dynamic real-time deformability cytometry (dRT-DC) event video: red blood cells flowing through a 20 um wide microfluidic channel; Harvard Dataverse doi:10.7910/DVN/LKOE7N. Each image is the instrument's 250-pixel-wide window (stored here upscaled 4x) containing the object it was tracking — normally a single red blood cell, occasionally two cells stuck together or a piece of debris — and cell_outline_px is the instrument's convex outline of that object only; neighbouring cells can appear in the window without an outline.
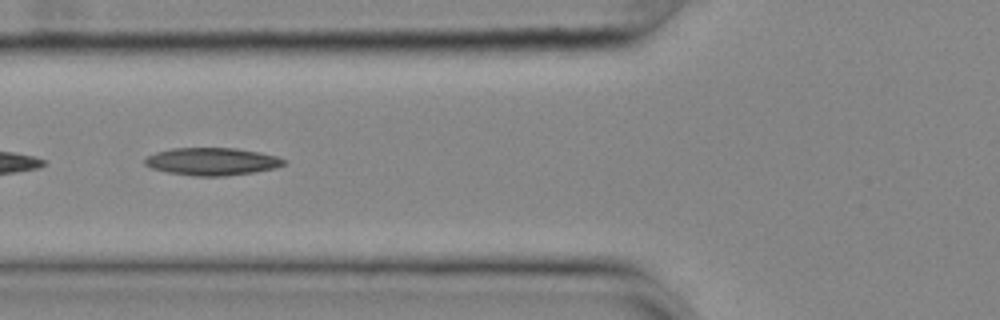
{"species": "common noctule bat (a hibernating species)", "species_latin": "Nyctalus noctula", "temperature_condition": "cold", "stored_images_in_passage": 35, "segment_of_instrument_passage": [2, 2], "camera_frame_rate_fps": 3000, "um_per_image_px": 0.085, "animal": {"sex": "female", "body_mass_g": 25.1}, "frame": {"image": 1, "passage_image": 21, "time_ms": 6.667, "image_size_px": [1000, 320], "cell_outline_px": [[288, 160], [284, 164], [276, 168], [256, 172], [224, 176], [192, 176], [168, 172], [152, 168], [144, 164], [144, 160], [148, 156], [156, 152], [172, 148], [236, 148], [260, 152], [276, 156]], "centroid_in_image_um": [18.05, 13.73], "position_along_channel_um": 107.8, "area_um2": 22.43}}